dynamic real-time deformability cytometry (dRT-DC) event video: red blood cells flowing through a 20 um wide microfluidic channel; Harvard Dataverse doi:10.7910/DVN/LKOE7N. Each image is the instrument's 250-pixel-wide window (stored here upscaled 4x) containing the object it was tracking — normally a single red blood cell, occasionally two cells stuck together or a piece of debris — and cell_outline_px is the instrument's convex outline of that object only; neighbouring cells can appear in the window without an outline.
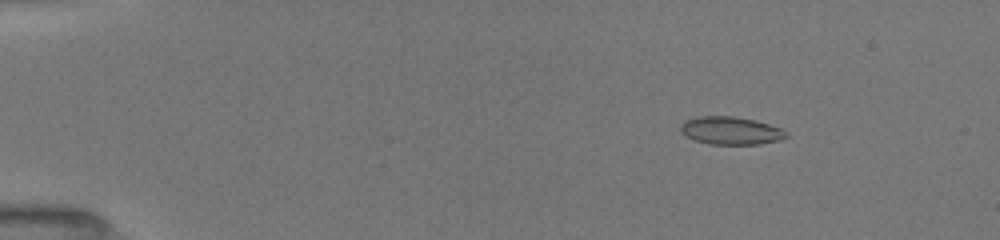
{"species": "common noctule bat (a hibernating species)", "species_latin": "Nyctalus noctula", "temperature_condition": "room temperature", "stored_images_in_passage": 12, "camera_frame_rate_fps": 3000, "um_per_image_px": 0.085, "animal": {"sex": "female", "body_mass_g": 19.5, "forearm_length_mm": 54.1}, "frame": {"image": 1, "passage_image": 4, "time_ms": 2.0, "image_size_px": [1000, 240], "cell_outline_px": [[788, 136], [780, 140], [760, 144], [708, 144], [684, 136], [680, 132], [680, 124], [684, 120], [696, 116], [732, 116], [756, 120], [780, 128]], "centroid_in_image_um": [62.05, 11.1], "position_along_channel_um": 23.0, "area_um2": 17.22}}
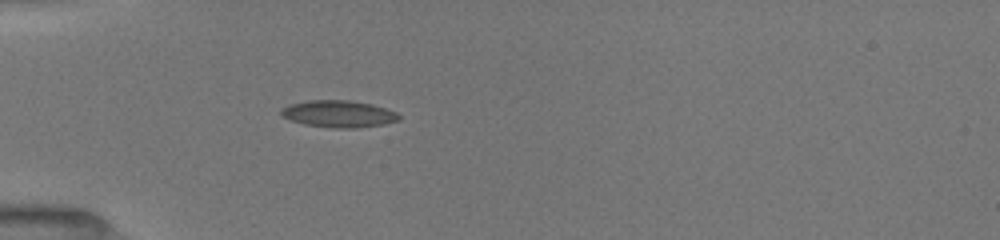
{"frame": {"image": 2, "passage_image": 9, "time_ms": 5.0, "image_size_px": [1000, 240], "cell_outline_px": [[400, 120], [384, 124], [356, 128], [332, 128], [304, 124], [280, 116], [280, 112], [288, 104], [308, 100], [348, 100], [372, 104], [396, 112], [400, 116]], "centroid_in_image_um": [28.78, 9.68], "position_along_channel_um": 56.2, "area_um2": 18.5}}
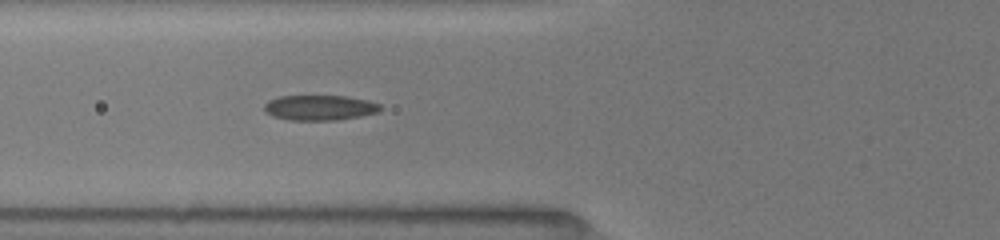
{"frame": {"image": 3, "passage_image": 12, "time_ms": 6.333, "image_size_px": [1000, 240], "cell_outline_px": [[384, 108], [380, 112], [360, 116], [336, 120], [288, 120], [272, 116], [264, 112], [264, 104], [268, 100], [280, 96], [344, 96], [368, 100], [380, 104]], "centroid_in_image_um": [27.18, 9.15], "position_along_channel_um": 98.6, "area_um2": 17.22}}